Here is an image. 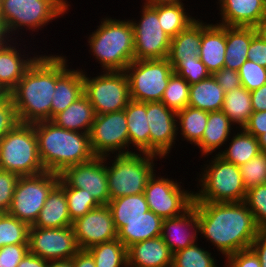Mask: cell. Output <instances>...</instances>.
<instances>
[{
  "instance_id": "cell-1",
  "label": "cell",
  "mask_w": 266,
  "mask_h": 267,
  "mask_svg": "<svg viewBox=\"0 0 266 267\" xmlns=\"http://www.w3.org/2000/svg\"><path fill=\"white\" fill-rule=\"evenodd\" d=\"M204 236L225 258L248 249L261 230L245 202H193ZM203 235V236H202Z\"/></svg>"
},
{
  "instance_id": "cell-2",
  "label": "cell",
  "mask_w": 266,
  "mask_h": 267,
  "mask_svg": "<svg viewBox=\"0 0 266 267\" xmlns=\"http://www.w3.org/2000/svg\"><path fill=\"white\" fill-rule=\"evenodd\" d=\"M66 55L41 54L10 93L19 123L51 120L56 80L68 69Z\"/></svg>"
},
{
  "instance_id": "cell-3",
  "label": "cell",
  "mask_w": 266,
  "mask_h": 267,
  "mask_svg": "<svg viewBox=\"0 0 266 267\" xmlns=\"http://www.w3.org/2000/svg\"><path fill=\"white\" fill-rule=\"evenodd\" d=\"M34 129L45 171L60 174L67 167L89 162L95 157L88 133L58 127L50 120L34 123Z\"/></svg>"
},
{
  "instance_id": "cell-4",
  "label": "cell",
  "mask_w": 266,
  "mask_h": 267,
  "mask_svg": "<svg viewBox=\"0 0 266 267\" xmlns=\"http://www.w3.org/2000/svg\"><path fill=\"white\" fill-rule=\"evenodd\" d=\"M88 36L89 52L103 71H125L134 61V31L130 19L104 17Z\"/></svg>"
},
{
  "instance_id": "cell-5",
  "label": "cell",
  "mask_w": 266,
  "mask_h": 267,
  "mask_svg": "<svg viewBox=\"0 0 266 267\" xmlns=\"http://www.w3.org/2000/svg\"><path fill=\"white\" fill-rule=\"evenodd\" d=\"M109 157H113L106 156L110 200L144 193L148 180L156 171L154 162L158 161L156 160L158 158L161 159L154 154L138 152L114 155L113 160ZM107 160H110L111 163Z\"/></svg>"
},
{
  "instance_id": "cell-6",
  "label": "cell",
  "mask_w": 266,
  "mask_h": 267,
  "mask_svg": "<svg viewBox=\"0 0 266 267\" xmlns=\"http://www.w3.org/2000/svg\"><path fill=\"white\" fill-rule=\"evenodd\" d=\"M199 173L201 189L194 192L193 202H244L247 190L239 166L224 160L215 152Z\"/></svg>"
},
{
  "instance_id": "cell-7",
  "label": "cell",
  "mask_w": 266,
  "mask_h": 267,
  "mask_svg": "<svg viewBox=\"0 0 266 267\" xmlns=\"http://www.w3.org/2000/svg\"><path fill=\"white\" fill-rule=\"evenodd\" d=\"M0 169L18 176L45 171L39 157L34 123H18L0 140Z\"/></svg>"
},
{
  "instance_id": "cell-8",
  "label": "cell",
  "mask_w": 266,
  "mask_h": 267,
  "mask_svg": "<svg viewBox=\"0 0 266 267\" xmlns=\"http://www.w3.org/2000/svg\"><path fill=\"white\" fill-rule=\"evenodd\" d=\"M70 6L67 0H1L0 15L6 21L10 34H17V39L20 30L38 32L67 14Z\"/></svg>"
},
{
  "instance_id": "cell-9",
  "label": "cell",
  "mask_w": 266,
  "mask_h": 267,
  "mask_svg": "<svg viewBox=\"0 0 266 267\" xmlns=\"http://www.w3.org/2000/svg\"><path fill=\"white\" fill-rule=\"evenodd\" d=\"M83 71V94L90 101L96 115L124 110L131 101L125 71H102L89 77Z\"/></svg>"
},
{
  "instance_id": "cell-10",
  "label": "cell",
  "mask_w": 266,
  "mask_h": 267,
  "mask_svg": "<svg viewBox=\"0 0 266 267\" xmlns=\"http://www.w3.org/2000/svg\"><path fill=\"white\" fill-rule=\"evenodd\" d=\"M60 175L44 171L37 175L19 176L8 214L33 226Z\"/></svg>"
},
{
  "instance_id": "cell-11",
  "label": "cell",
  "mask_w": 266,
  "mask_h": 267,
  "mask_svg": "<svg viewBox=\"0 0 266 267\" xmlns=\"http://www.w3.org/2000/svg\"><path fill=\"white\" fill-rule=\"evenodd\" d=\"M125 73L129 82L130 98L137 102H159L167 87L173 67L165 59L134 60Z\"/></svg>"
},
{
  "instance_id": "cell-12",
  "label": "cell",
  "mask_w": 266,
  "mask_h": 267,
  "mask_svg": "<svg viewBox=\"0 0 266 267\" xmlns=\"http://www.w3.org/2000/svg\"><path fill=\"white\" fill-rule=\"evenodd\" d=\"M159 176L154 173L144 190L149 210L162 219L183 214L193 205L194 191L185 190L182 182L173 181L171 177Z\"/></svg>"
},
{
  "instance_id": "cell-13",
  "label": "cell",
  "mask_w": 266,
  "mask_h": 267,
  "mask_svg": "<svg viewBox=\"0 0 266 267\" xmlns=\"http://www.w3.org/2000/svg\"><path fill=\"white\" fill-rule=\"evenodd\" d=\"M89 139L92 152L98 157L134 153L129 149L125 110L96 115Z\"/></svg>"
},
{
  "instance_id": "cell-14",
  "label": "cell",
  "mask_w": 266,
  "mask_h": 267,
  "mask_svg": "<svg viewBox=\"0 0 266 267\" xmlns=\"http://www.w3.org/2000/svg\"><path fill=\"white\" fill-rule=\"evenodd\" d=\"M141 7V18L138 21L130 20L134 31V59H165L171 38L160 26L158 5L150 7L142 4Z\"/></svg>"
},
{
  "instance_id": "cell-15",
  "label": "cell",
  "mask_w": 266,
  "mask_h": 267,
  "mask_svg": "<svg viewBox=\"0 0 266 267\" xmlns=\"http://www.w3.org/2000/svg\"><path fill=\"white\" fill-rule=\"evenodd\" d=\"M29 252L48 261L71 259L79 250L72 226L30 227Z\"/></svg>"
},
{
  "instance_id": "cell-16",
  "label": "cell",
  "mask_w": 266,
  "mask_h": 267,
  "mask_svg": "<svg viewBox=\"0 0 266 267\" xmlns=\"http://www.w3.org/2000/svg\"><path fill=\"white\" fill-rule=\"evenodd\" d=\"M60 179L68 186L86 190L100 205L110 201L106 173V156H95L86 163L67 167L59 174Z\"/></svg>"
},
{
  "instance_id": "cell-17",
  "label": "cell",
  "mask_w": 266,
  "mask_h": 267,
  "mask_svg": "<svg viewBox=\"0 0 266 267\" xmlns=\"http://www.w3.org/2000/svg\"><path fill=\"white\" fill-rule=\"evenodd\" d=\"M147 122L149 124L150 154L166 159L177 135V114L168 109L161 101L147 102Z\"/></svg>"
},
{
  "instance_id": "cell-18",
  "label": "cell",
  "mask_w": 266,
  "mask_h": 267,
  "mask_svg": "<svg viewBox=\"0 0 266 267\" xmlns=\"http://www.w3.org/2000/svg\"><path fill=\"white\" fill-rule=\"evenodd\" d=\"M72 228L80 250L117 239V230L108 205H100L77 218Z\"/></svg>"
},
{
  "instance_id": "cell-19",
  "label": "cell",
  "mask_w": 266,
  "mask_h": 267,
  "mask_svg": "<svg viewBox=\"0 0 266 267\" xmlns=\"http://www.w3.org/2000/svg\"><path fill=\"white\" fill-rule=\"evenodd\" d=\"M198 234L199 223L194 204L179 216L163 219L161 237L172 253L196 243Z\"/></svg>"
},
{
  "instance_id": "cell-20",
  "label": "cell",
  "mask_w": 266,
  "mask_h": 267,
  "mask_svg": "<svg viewBox=\"0 0 266 267\" xmlns=\"http://www.w3.org/2000/svg\"><path fill=\"white\" fill-rule=\"evenodd\" d=\"M15 44L18 45L16 39L15 43L13 40V42L0 47V94H10L23 78L29 66L39 56L36 54L30 57L25 50L18 48L21 43L17 47Z\"/></svg>"
},
{
  "instance_id": "cell-21",
  "label": "cell",
  "mask_w": 266,
  "mask_h": 267,
  "mask_svg": "<svg viewBox=\"0 0 266 267\" xmlns=\"http://www.w3.org/2000/svg\"><path fill=\"white\" fill-rule=\"evenodd\" d=\"M224 26L254 27L266 14V0H217Z\"/></svg>"
},
{
  "instance_id": "cell-22",
  "label": "cell",
  "mask_w": 266,
  "mask_h": 267,
  "mask_svg": "<svg viewBox=\"0 0 266 267\" xmlns=\"http://www.w3.org/2000/svg\"><path fill=\"white\" fill-rule=\"evenodd\" d=\"M173 253L159 236L127 247L128 267H171Z\"/></svg>"
},
{
  "instance_id": "cell-23",
  "label": "cell",
  "mask_w": 266,
  "mask_h": 267,
  "mask_svg": "<svg viewBox=\"0 0 266 267\" xmlns=\"http://www.w3.org/2000/svg\"><path fill=\"white\" fill-rule=\"evenodd\" d=\"M226 51V26L202 20V40L199 58L213 75L224 67Z\"/></svg>"
},
{
  "instance_id": "cell-24",
  "label": "cell",
  "mask_w": 266,
  "mask_h": 267,
  "mask_svg": "<svg viewBox=\"0 0 266 267\" xmlns=\"http://www.w3.org/2000/svg\"><path fill=\"white\" fill-rule=\"evenodd\" d=\"M183 31L171 38L168 61L174 68L181 60L199 58L202 40V20L196 17Z\"/></svg>"
},
{
  "instance_id": "cell-25",
  "label": "cell",
  "mask_w": 266,
  "mask_h": 267,
  "mask_svg": "<svg viewBox=\"0 0 266 267\" xmlns=\"http://www.w3.org/2000/svg\"><path fill=\"white\" fill-rule=\"evenodd\" d=\"M232 127L234 124L223 111L209 112L202 139L195 145L200 149L201 156L212 155L217 149L225 147L233 134Z\"/></svg>"
},
{
  "instance_id": "cell-26",
  "label": "cell",
  "mask_w": 266,
  "mask_h": 267,
  "mask_svg": "<svg viewBox=\"0 0 266 267\" xmlns=\"http://www.w3.org/2000/svg\"><path fill=\"white\" fill-rule=\"evenodd\" d=\"M68 213L64 188L58 183L49 193L44 207L33 226L40 228H62L72 226Z\"/></svg>"
},
{
  "instance_id": "cell-27",
  "label": "cell",
  "mask_w": 266,
  "mask_h": 267,
  "mask_svg": "<svg viewBox=\"0 0 266 267\" xmlns=\"http://www.w3.org/2000/svg\"><path fill=\"white\" fill-rule=\"evenodd\" d=\"M124 110L127 119L130 149L133 146L134 152L150 154V130L146 115L147 102L131 100Z\"/></svg>"
},
{
  "instance_id": "cell-28",
  "label": "cell",
  "mask_w": 266,
  "mask_h": 267,
  "mask_svg": "<svg viewBox=\"0 0 266 267\" xmlns=\"http://www.w3.org/2000/svg\"><path fill=\"white\" fill-rule=\"evenodd\" d=\"M95 117L96 113L93 106L83 94L50 121L58 127L89 134Z\"/></svg>"
},
{
  "instance_id": "cell-29",
  "label": "cell",
  "mask_w": 266,
  "mask_h": 267,
  "mask_svg": "<svg viewBox=\"0 0 266 267\" xmlns=\"http://www.w3.org/2000/svg\"><path fill=\"white\" fill-rule=\"evenodd\" d=\"M83 95V70L67 69L57 80L52 98L51 119Z\"/></svg>"
},
{
  "instance_id": "cell-30",
  "label": "cell",
  "mask_w": 266,
  "mask_h": 267,
  "mask_svg": "<svg viewBox=\"0 0 266 267\" xmlns=\"http://www.w3.org/2000/svg\"><path fill=\"white\" fill-rule=\"evenodd\" d=\"M163 219L151 210L136 220L125 222V226L117 231L119 239L125 247L133 243L161 236Z\"/></svg>"
},
{
  "instance_id": "cell-31",
  "label": "cell",
  "mask_w": 266,
  "mask_h": 267,
  "mask_svg": "<svg viewBox=\"0 0 266 267\" xmlns=\"http://www.w3.org/2000/svg\"><path fill=\"white\" fill-rule=\"evenodd\" d=\"M255 33L254 27L226 26L224 67L239 71L248 60V49Z\"/></svg>"
},
{
  "instance_id": "cell-32",
  "label": "cell",
  "mask_w": 266,
  "mask_h": 267,
  "mask_svg": "<svg viewBox=\"0 0 266 267\" xmlns=\"http://www.w3.org/2000/svg\"><path fill=\"white\" fill-rule=\"evenodd\" d=\"M225 92L213 75L190 85L188 106L208 111H222Z\"/></svg>"
},
{
  "instance_id": "cell-33",
  "label": "cell",
  "mask_w": 266,
  "mask_h": 267,
  "mask_svg": "<svg viewBox=\"0 0 266 267\" xmlns=\"http://www.w3.org/2000/svg\"><path fill=\"white\" fill-rule=\"evenodd\" d=\"M239 131V132H238ZM226 143L227 148L219 150L217 154L224 160L237 166L247 163L253 157H256L261 151L258 139L252 134L247 133L243 128H239Z\"/></svg>"
},
{
  "instance_id": "cell-34",
  "label": "cell",
  "mask_w": 266,
  "mask_h": 267,
  "mask_svg": "<svg viewBox=\"0 0 266 267\" xmlns=\"http://www.w3.org/2000/svg\"><path fill=\"white\" fill-rule=\"evenodd\" d=\"M108 206L117 231L125 226V222L136 220L149 211L144 193L111 199Z\"/></svg>"
},
{
  "instance_id": "cell-35",
  "label": "cell",
  "mask_w": 266,
  "mask_h": 267,
  "mask_svg": "<svg viewBox=\"0 0 266 267\" xmlns=\"http://www.w3.org/2000/svg\"><path fill=\"white\" fill-rule=\"evenodd\" d=\"M222 111L228 116L230 121L238 128H244L252 115L253 108L251 94L242 85L225 93Z\"/></svg>"
},
{
  "instance_id": "cell-36",
  "label": "cell",
  "mask_w": 266,
  "mask_h": 267,
  "mask_svg": "<svg viewBox=\"0 0 266 267\" xmlns=\"http://www.w3.org/2000/svg\"><path fill=\"white\" fill-rule=\"evenodd\" d=\"M208 113V111L190 106L176 113L177 131L183 137L182 141L186 140L195 146L202 139L208 120Z\"/></svg>"
},
{
  "instance_id": "cell-37",
  "label": "cell",
  "mask_w": 266,
  "mask_h": 267,
  "mask_svg": "<svg viewBox=\"0 0 266 267\" xmlns=\"http://www.w3.org/2000/svg\"><path fill=\"white\" fill-rule=\"evenodd\" d=\"M186 11L183 2L158 5L160 26L170 38L175 37L196 19Z\"/></svg>"
},
{
  "instance_id": "cell-38",
  "label": "cell",
  "mask_w": 266,
  "mask_h": 267,
  "mask_svg": "<svg viewBox=\"0 0 266 267\" xmlns=\"http://www.w3.org/2000/svg\"><path fill=\"white\" fill-rule=\"evenodd\" d=\"M87 251L94 258L96 267H128L127 248L119 239L96 244Z\"/></svg>"
},
{
  "instance_id": "cell-39",
  "label": "cell",
  "mask_w": 266,
  "mask_h": 267,
  "mask_svg": "<svg viewBox=\"0 0 266 267\" xmlns=\"http://www.w3.org/2000/svg\"><path fill=\"white\" fill-rule=\"evenodd\" d=\"M30 226L8 213L0 214V248L28 244Z\"/></svg>"
},
{
  "instance_id": "cell-40",
  "label": "cell",
  "mask_w": 266,
  "mask_h": 267,
  "mask_svg": "<svg viewBox=\"0 0 266 267\" xmlns=\"http://www.w3.org/2000/svg\"><path fill=\"white\" fill-rule=\"evenodd\" d=\"M205 249L196 242L187 248L178 250L173 253L171 267H219L214 256H211L212 254Z\"/></svg>"
},
{
  "instance_id": "cell-41",
  "label": "cell",
  "mask_w": 266,
  "mask_h": 267,
  "mask_svg": "<svg viewBox=\"0 0 266 267\" xmlns=\"http://www.w3.org/2000/svg\"><path fill=\"white\" fill-rule=\"evenodd\" d=\"M190 84L173 73L163 93L161 102L174 112L183 110L188 106Z\"/></svg>"
},
{
  "instance_id": "cell-42",
  "label": "cell",
  "mask_w": 266,
  "mask_h": 267,
  "mask_svg": "<svg viewBox=\"0 0 266 267\" xmlns=\"http://www.w3.org/2000/svg\"><path fill=\"white\" fill-rule=\"evenodd\" d=\"M59 184L65 190L68 213L72 221L100 206L92 195L86 193V190L68 187L61 179L59 180Z\"/></svg>"
},
{
  "instance_id": "cell-43",
  "label": "cell",
  "mask_w": 266,
  "mask_h": 267,
  "mask_svg": "<svg viewBox=\"0 0 266 267\" xmlns=\"http://www.w3.org/2000/svg\"><path fill=\"white\" fill-rule=\"evenodd\" d=\"M246 190L266 184V153L260 152L247 163L239 166Z\"/></svg>"
},
{
  "instance_id": "cell-44",
  "label": "cell",
  "mask_w": 266,
  "mask_h": 267,
  "mask_svg": "<svg viewBox=\"0 0 266 267\" xmlns=\"http://www.w3.org/2000/svg\"><path fill=\"white\" fill-rule=\"evenodd\" d=\"M244 202L252 212L256 225L266 230V184L249 188Z\"/></svg>"
},
{
  "instance_id": "cell-45",
  "label": "cell",
  "mask_w": 266,
  "mask_h": 267,
  "mask_svg": "<svg viewBox=\"0 0 266 267\" xmlns=\"http://www.w3.org/2000/svg\"><path fill=\"white\" fill-rule=\"evenodd\" d=\"M173 71L179 77L184 78L190 85L197 83L211 75L200 58L189 61L181 60L173 68Z\"/></svg>"
},
{
  "instance_id": "cell-46",
  "label": "cell",
  "mask_w": 266,
  "mask_h": 267,
  "mask_svg": "<svg viewBox=\"0 0 266 267\" xmlns=\"http://www.w3.org/2000/svg\"><path fill=\"white\" fill-rule=\"evenodd\" d=\"M238 72L242 86L248 91L258 89L266 84V68L253 61L246 60Z\"/></svg>"
},
{
  "instance_id": "cell-47",
  "label": "cell",
  "mask_w": 266,
  "mask_h": 267,
  "mask_svg": "<svg viewBox=\"0 0 266 267\" xmlns=\"http://www.w3.org/2000/svg\"><path fill=\"white\" fill-rule=\"evenodd\" d=\"M19 123L10 94H0V140Z\"/></svg>"
},
{
  "instance_id": "cell-48",
  "label": "cell",
  "mask_w": 266,
  "mask_h": 267,
  "mask_svg": "<svg viewBox=\"0 0 266 267\" xmlns=\"http://www.w3.org/2000/svg\"><path fill=\"white\" fill-rule=\"evenodd\" d=\"M19 176L15 173L0 169V212L7 213L14 195Z\"/></svg>"
},
{
  "instance_id": "cell-49",
  "label": "cell",
  "mask_w": 266,
  "mask_h": 267,
  "mask_svg": "<svg viewBox=\"0 0 266 267\" xmlns=\"http://www.w3.org/2000/svg\"><path fill=\"white\" fill-rule=\"evenodd\" d=\"M28 251V244H11L0 248V267H17Z\"/></svg>"
},
{
  "instance_id": "cell-50",
  "label": "cell",
  "mask_w": 266,
  "mask_h": 267,
  "mask_svg": "<svg viewBox=\"0 0 266 267\" xmlns=\"http://www.w3.org/2000/svg\"><path fill=\"white\" fill-rule=\"evenodd\" d=\"M224 262V267H261L258 256L251 248L229 255Z\"/></svg>"
},
{
  "instance_id": "cell-51",
  "label": "cell",
  "mask_w": 266,
  "mask_h": 267,
  "mask_svg": "<svg viewBox=\"0 0 266 267\" xmlns=\"http://www.w3.org/2000/svg\"><path fill=\"white\" fill-rule=\"evenodd\" d=\"M213 76L225 93L242 85L239 72L230 68L223 67L215 72Z\"/></svg>"
},
{
  "instance_id": "cell-52",
  "label": "cell",
  "mask_w": 266,
  "mask_h": 267,
  "mask_svg": "<svg viewBox=\"0 0 266 267\" xmlns=\"http://www.w3.org/2000/svg\"><path fill=\"white\" fill-rule=\"evenodd\" d=\"M247 57L248 60L266 68V41H264L256 33L253 35V39L251 40Z\"/></svg>"
},
{
  "instance_id": "cell-53",
  "label": "cell",
  "mask_w": 266,
  "mask_h": 267,
  "mask_svg": "<svg viewBox=\"0 0 266 267\" xmlns=\"http://www.w3.org/2000/svg\"><path fill=\"white\" fill-rule=\"evenodd\" d=\"M243 129L256 138L266 133V111L253 112Z\"/></svg>"
},
{
  "instance_id": "cell-54",
  "label": "cell",
  "mask_w": 266,
  "mask_h": 267,
  "mask_svg": "<svg viewBox=\"0 0 266 267\" xmlns=\"http://www.w3.org/2000/svg\"><path fill=\"white\" fill-rule=\"evenodd\" d=\"M250 248L258 256L261 267H266V230H260Z\"/></svg>"
},
{
  "instance_id": "cell-55",
  "label": "cell",
  "mask_w": 266,
  "mask_h": 267,
  "mask_svg": "<svg viewBox=\"0 0 266 267\" xmlns=\"http://www.w3.org/2000/svg\"><path fill=\"white\" fill-rule=\"evenodd\" d=\"M252 108L254 112L266 111V84L250 91Z\"/></svg>"
},
{
  "instance_id": "cell-56",
  "label": "cell",
  "mask_w": 266,
  "mask_h": 267,
  "mask_svg": "<svg viewBox=\"0 0 266 267\" xmlns=\"http://www.w3.org/2000/svg\"><path fill=\"white\" fill-rule=\"evenodd\" d=\"M72 267H96L94 258L87 250H79L72 257Z\"/></svg>"
},
{
  "instance_id": "cell-57",
  "label": "cell",
  "mask_w": 266,
  "mask_h": 267,
  "mask_svg": "<svg viewBox=\"0 0 266 267\" xmlns=\"http://www.w3.org/2000/svg\"><path fill=\"white\" fill-rule=\"evenodd\" d=\"M48 262L28 251L17 267H47Z\"/></svg>"
},
{
  "instance_id": "cell-58",
  "label": "cell",
  "mask_w": 266,
  "mask_h": 267,
  "mask_svg": "<svg viewBox=\"0 0 266 267\" xmlns=\"http://www.w3.org/2000/svg\"><path fill=\"white\" fill-rule=\"evenodd\" d=\"M13 40H15V37L12 38V35L8 30L6 21L0 15V47H3L9 44L10 42H13Z\"/></svg>"
},
{
  "instance_id": "cell-59",
  "label": "cell",
  "mask_w": 266,
  "mask_h": 267,
  "mask_svg": "<svg viewBox=\"0 0 266 267\" xmlns=\"http://www.w3.org/2000/svg\"><path fill=\"white\" fill-rule=\"evenodd\" d=\"M256 34L266 41V14L254 26Z\"/></svg>"
},
{
  "instance_id": "cell-60",
  "label": "cell",
  "mask_w": 266,
  "mask_h": 267,
  "mask_svg": "<svg viewBox=\"0 0 266 267\" xmlns=\"http://www.w3.org/2000/svg\"><path fill=\"white\" fill-rule=\"evenodd\" d=\"M182 1L183 0H145V2H143L142 4L153 7L161 4H178L181 3Z\"/></svg>"
},
{
  "instance_id": "cell-61",
  "label": "cell",
  "mask_w": 266,
  "mask_h": 267,
  "mask_svg": "<svg viewBox=\"0 0 266 267\" xmlns=\"http://www.w3.org/2000/svg\"><path fill=\"white\" fill-rule=\"evenodd\" d=\"M47 267H72V258L65 260L49 261Z\"/></svg>"
},
{
  "instance_id": "cell-62",
  "label": "cell",
  "mask_w": 266,
  "mask_h": 267,
  "mask_svg": "<svg viewBox=\"0 0 266 267\" xmlns=\"http://www.w3.org/2000/svg\"><path fill=\"white\" fill-rule=\"evenodd\" d=\"M260 151L266 153V133L260 135L258 138Z\"/></svg>"
}]
</instances>
